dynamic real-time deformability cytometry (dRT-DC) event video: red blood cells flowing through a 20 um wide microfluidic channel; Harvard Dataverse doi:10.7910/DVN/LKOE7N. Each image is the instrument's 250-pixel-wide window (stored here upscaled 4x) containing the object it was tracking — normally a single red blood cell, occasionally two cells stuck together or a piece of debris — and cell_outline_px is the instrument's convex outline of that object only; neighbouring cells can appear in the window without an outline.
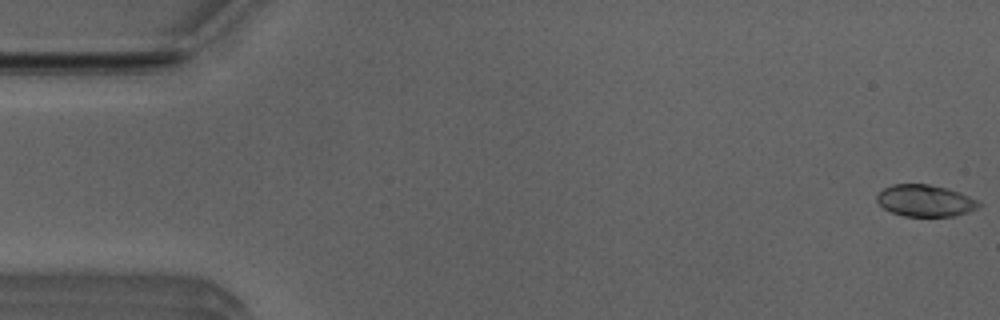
{"species": "Egyptian fruit bat (a non-hibernating species)", "species_latin": "Rousettus aegyptiacus", "temperature_condition": "room temperature", "stored_images_in_passage": 52, "camera_frame_rate_fps": 3000, "um_per_image_px": 0.085, "animal": {"sex": "male"}, "frame": {"image": 1, "passage_image": 1, "time_ms": 0.0, "image_size_px": [1000, 320], "cell_outline_px": [[984, 204], [968, 212], [956, 216], [904, 216], [892, 212], [884, 208], [876, 200], [876, 196], [884, 188], [892, 184], [928, 184], [960, 192]], "centroid_in_image_um": [78.64, 17.06], "position_along_channel_um": 6.4, "area_um2": 18.73}}
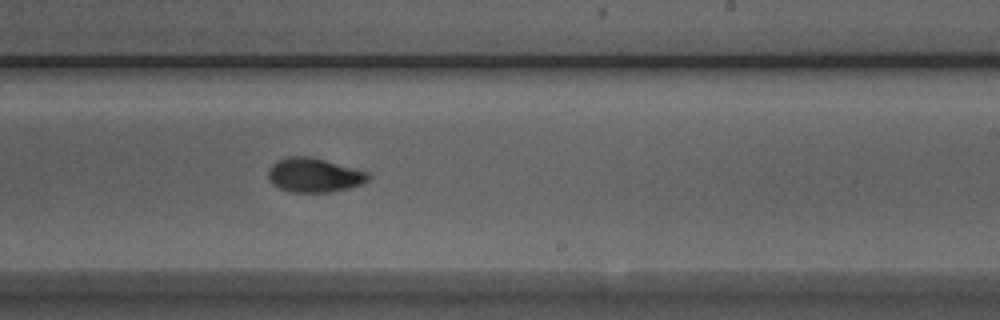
{"frame": {"image": 2, "passage_image": 31, "time_ms": 10.0, "image_size_px": [1000, 320], "cell_outline_px": [[372, 176], [368, 180], [360, 184], [348, 188], [332, 192], [292, 192], [280, 188], [272, 184], [268, 176], [268, 168], [272, 164], [288, 156], [308, 156], [324, 160], [368, 172]], "centroid_in_image_um": [26.69, 14.89], "position_along_channel_um": 262.3, "area_um2": 19.77}}
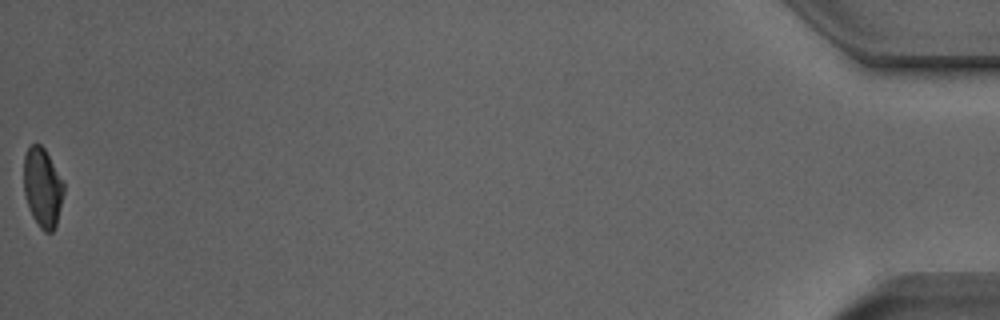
{"frame": {"image": 3, "passage_image": 52, "time_ms": 17.0, "image_size_px": [1000, 320], "cell_outline_px": [[64, 192], [56, 224], [52, 232], [44, 232], [40, 228], [32, 216], [28, 208], [24, 192], [24, 156], [28, 148], [32, 144], [40, 144], [44, 148], [64, 184]], "centroid_in_image_um": [3.6, 15.96], "position_along_channel_um": 431.6, "area_um2": 18.26}, "authors_computed_cell_mechanics": {"area_um2": 19.363, "velocity_mm_per_s": 3.9592, "shape_relaxation_time_tau1_ms": 3.5074, "shape_relaxation_time_tau2_ms": 2.131, "deformation_change_tau1": 0.1392, "deformation_change_tau2": 0.0564}}